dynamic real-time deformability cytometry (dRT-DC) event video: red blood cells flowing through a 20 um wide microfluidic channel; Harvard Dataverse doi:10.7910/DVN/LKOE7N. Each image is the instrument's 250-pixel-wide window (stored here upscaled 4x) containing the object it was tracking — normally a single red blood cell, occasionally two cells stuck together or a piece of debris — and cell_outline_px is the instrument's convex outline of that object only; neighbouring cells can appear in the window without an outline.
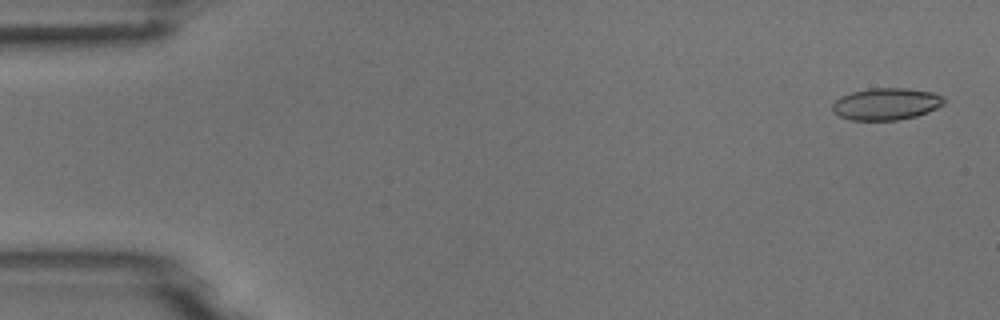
{"species": "common noctule bat (a hibernating species)", "species_latin": "Nyctalus noctula", "temperature_condition": "room temperature", "stored_images_in_passage": 53, "camera_frame_rate_fps": 3000, "um_per_image_px": 0.085, "animal": {"sex": "male", "body_mass_g": 18.8}, "frame": {"image": 1, "passage_image": 2, "time_ms": 0.333, "image_size_px": [1000, 320], "cell_outline_px": [[944, 104], [928, 112], [916, 116], [896, 120], [852, 120], [840, 116], [832, 112], [832, 104], [840, 96], [852, 92], [868, 88], [904, 88], [932, 92], [944, 96]], "centroid_in_image_um": [75.31, 8.83], "position_along_channel_um": 9.7, "area_um2": 20.81}}
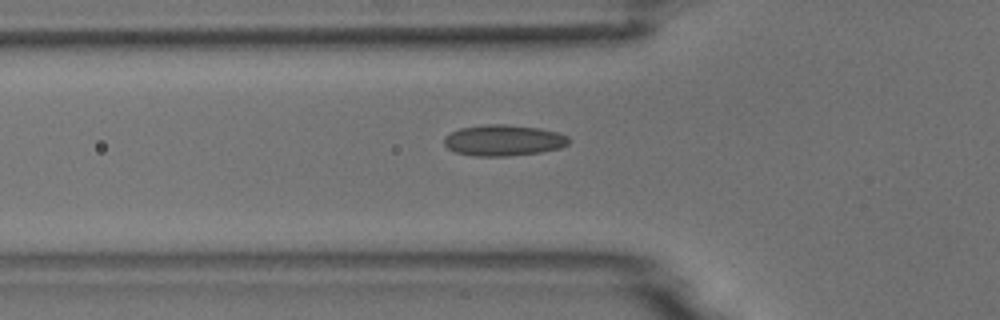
{"frame": {"image": 2, "passage_image": 18, "time_ms": 5.667, "image_size_px": [1000, 320], "cell_outline_px": [[568, 144], [560, 148], [540, 152], [508, 156], [476, 156], [456, 152], [448, 148], [444, 144], [444, 136], [460, 128], [484, 124], [508, 124], [540, 128], [556, 132], [568, 136]], "centroid_in_image_um": [42.78, 11.92], "position_along_channel_um": 83.0, "area_um2": 22.54}}
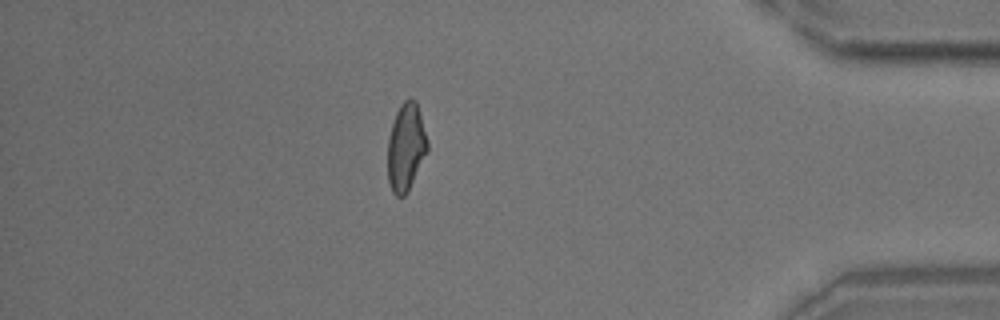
{"frame": {"image": 3, "passage_image": 46, "time_ms": 15.0, "image_size_px": [1000, 320], "cell_outline_px": [[428, 152], [408, 192], [404, 196], [396, 196], [392, 192], [388, 180], [388, 140], [392, 124], [396, 112], [400, 104], [404, 100], [412, 96], [416, 100], [428, 140]], "centroid_in_image_um": [34.52, 12.5], "position_along_channel_um": 400.7, "area_um2": 20.58}}